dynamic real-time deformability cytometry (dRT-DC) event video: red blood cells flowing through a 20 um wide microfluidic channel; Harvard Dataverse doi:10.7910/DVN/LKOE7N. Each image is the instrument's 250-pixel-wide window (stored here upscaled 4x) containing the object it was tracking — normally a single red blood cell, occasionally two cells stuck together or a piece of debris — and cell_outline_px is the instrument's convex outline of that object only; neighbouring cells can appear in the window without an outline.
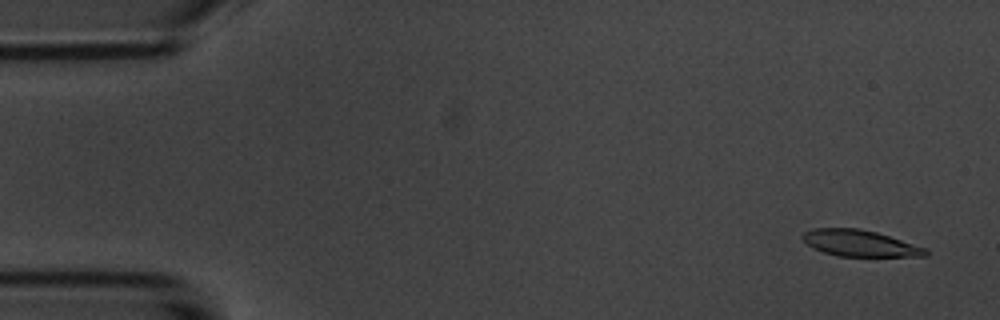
{"species": "common noctule bat (a hibernating species)", "species_latin": "Nyctalus noctula", "temperature_condition": "room temperature", "stored_images_in_passage": 4, "camera_frame_rate_fps": 3000, "um_per_image_px": 0.085, "animal": {"sex": "male", "body_mass_g": 20.1, "forearm_length_mm": 53.5}, "frame": {"image": 1, "passage_image": 1, "time_ms": 0.0, "image_size_px": [1000, 320], "cell_outline_px": [[928, 256], [840, 256], [824, 252], [808, 244], [800, 236], [804, 232], [812, 228], [860, 228], [876, 232], [928, 248]], "centroid_in_image_um": [73.11, 20.67], "position_along_channel_um": 11.9, "area_um2": 18.79}}